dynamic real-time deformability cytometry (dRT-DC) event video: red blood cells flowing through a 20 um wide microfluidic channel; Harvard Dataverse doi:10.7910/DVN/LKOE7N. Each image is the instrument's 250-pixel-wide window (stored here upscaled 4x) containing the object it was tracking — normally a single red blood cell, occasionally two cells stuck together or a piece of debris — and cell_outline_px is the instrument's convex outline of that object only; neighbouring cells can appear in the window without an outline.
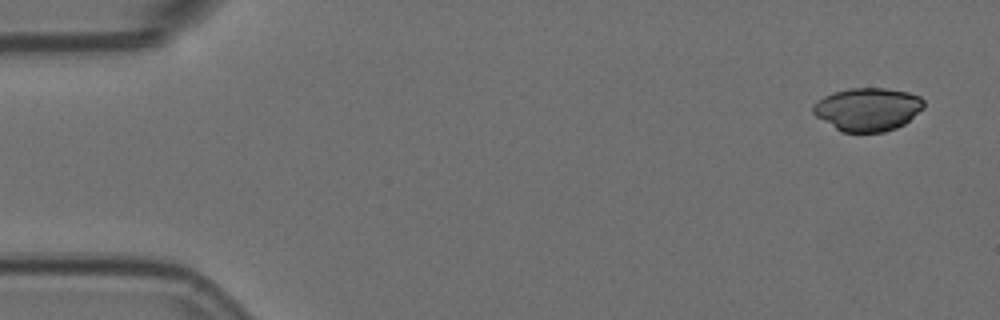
{"species": "Egyptian fruit bat (a non-hibernating species)", "species_latin": "Rousettus aegyptiacus", "temperature_condition": "room temperature", "stored_images_in_passage": 5, "camera_frame_rate_fps": 3000, "um_per_image_px": 0.085, "animal": {"sex": "female"}, "frame": {"image": 1, "passage_image": 1, "time_ms": 0.0, "image_size_px": [1000, 320], "cell_outline_px": [[924, 108], [904, 124], [896, 128], [884, 132], [840, 132], [816, 116], [812, 112], [812, 108], [824, 96], [832, 92], [848, 88], [884, 88], [908, 92], [920, 96], [924, 100]], "centroid_in_image_um": [73.77, 9.29], "position_along_channel_um": 11.2, "area_um2": 27.92}}
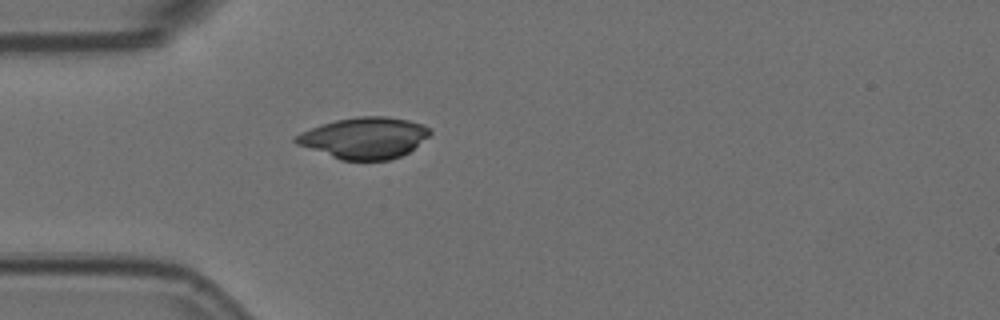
{"frame": {"image": 2, "passage_image": 5, "time_ms": 1.333, "image_size_px": [1000, 320], "cell_outline_px": [[432, 132], [428, 136], [408, 152], [400, 156], [388, 160], [340, 160], [296, 144], [292, 140], [292, 136], [300, 132], [336, 120], [360, 116], [388, 116], [408, 120], [424, 124]], "centroid_in_image_um": [30.94, 11.72], "position_along_channel_um": 54.1, "area_um2": 32.19}}